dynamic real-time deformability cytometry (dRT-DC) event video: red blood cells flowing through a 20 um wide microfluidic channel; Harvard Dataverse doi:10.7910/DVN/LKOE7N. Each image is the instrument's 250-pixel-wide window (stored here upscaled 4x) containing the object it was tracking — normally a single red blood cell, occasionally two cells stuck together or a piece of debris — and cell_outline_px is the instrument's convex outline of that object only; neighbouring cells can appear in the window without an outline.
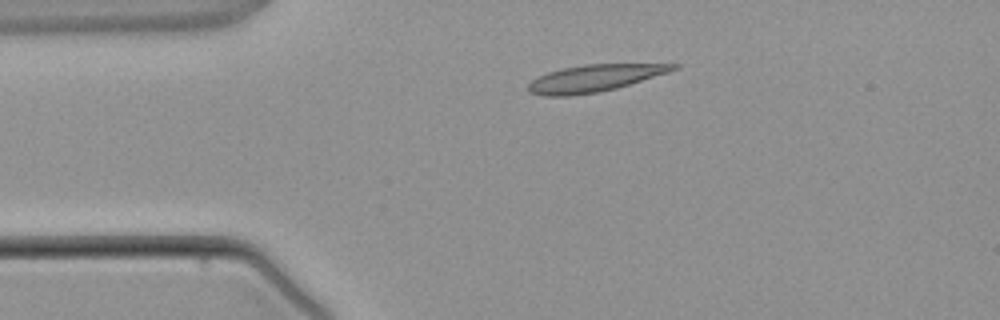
{"species": "common noctule bat (a hibernating species)", "species_latin": "Nyctalus noctula", "temperature_condition": "warm", "stored_images_in_passage": 3, "camera_frame_rate_fps": 3000, "um_per_image_px": 0.085, "animal": {"sex": "male", "body_mass_g": 21.5, "forearm_length_mm": 52.0}, "frame": {"image": 1, "passage_image": 2, "time_ms": 1.333, "image_size_px": [1000, 320], "cell_outline_px": [[680, 68], [668, 72], [616, 88], [596, 92], [572, 96], [544, 96], [528, 92], [528, 84], [532, 80], [548, 72], [564, 68], [584, 64], [680, 64]], "centroid_in_image_um": [50.51, 6.65], "position_along_channel_um": 34.5, "area_um2": 22.54}}